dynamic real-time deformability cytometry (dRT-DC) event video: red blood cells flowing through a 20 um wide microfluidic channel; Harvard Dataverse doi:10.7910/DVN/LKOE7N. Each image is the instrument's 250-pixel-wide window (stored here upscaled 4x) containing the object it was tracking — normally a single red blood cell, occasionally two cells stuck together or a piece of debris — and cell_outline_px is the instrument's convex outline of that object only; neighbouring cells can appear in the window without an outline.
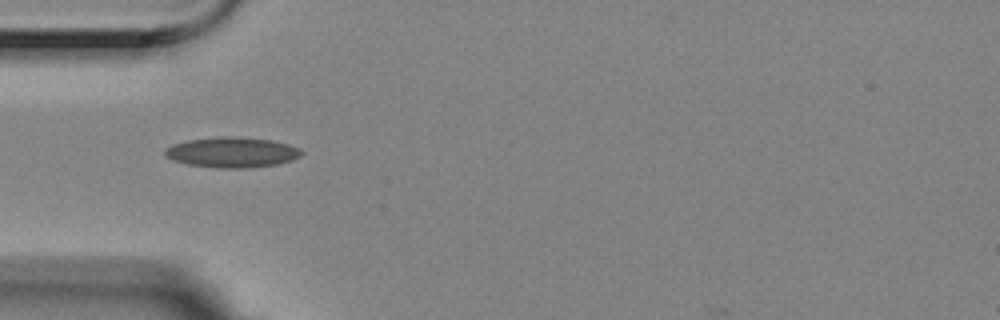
{"species": "Egyptian fruit bat (a non-hibernating species)", "species_latin": "Rousettus aegyptiacus", "temperature_condition": "room temperature", "stored_images_in_passage": 2, "camera_frame_rate_fps": 3000, "um_per_image_px": 0.085, "animal": {"sex": "female"}, "frame": {"image": 1, "passage_image": 1, "time_ms": 0.0, "image_size_px": [1000, 320], "cell_outline_px": [[304, 152], [300, 156], [292, 160], [276, 164], [248, 168], [220, 168], [188, 164], [172, 160], [164, 156], [164, 152], [172, 144], [188, 140], [220, 136], [236, 136], [272, 140], [288, 144], [300, 148]], "centroid_in_image_um": [19.73, 12.94], "position_along_channel_um": 65.3, "area_um2": 24.22}}
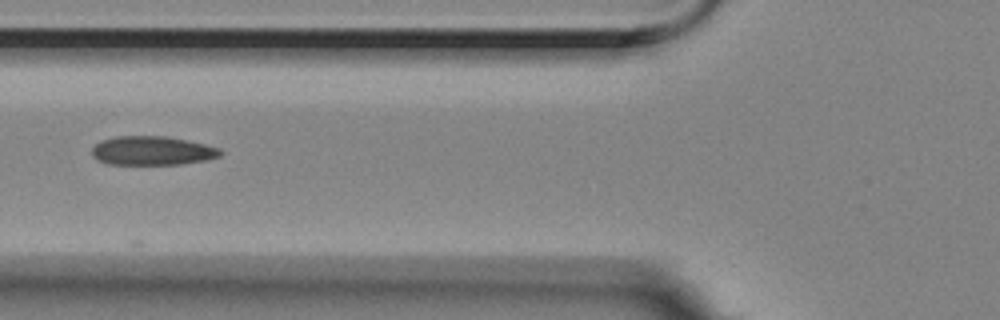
{"frame": {"image": 2, "passage_image": 2, "time_ms": 0.333, "image_size_px": [1000, 320], "cell_outline_px": [[224, 152], [220, 156], [204, 160], [180, 164], [108, 164], [96, 160], [92, 156], [92, 148], [100, 140], [116, 136], [164, 136], [204, 144], [220, 148]], "centroid_in_image_um": [12.9, 12.81], "position_along_channel_um": 112.9, "area_um2": 21.62}}